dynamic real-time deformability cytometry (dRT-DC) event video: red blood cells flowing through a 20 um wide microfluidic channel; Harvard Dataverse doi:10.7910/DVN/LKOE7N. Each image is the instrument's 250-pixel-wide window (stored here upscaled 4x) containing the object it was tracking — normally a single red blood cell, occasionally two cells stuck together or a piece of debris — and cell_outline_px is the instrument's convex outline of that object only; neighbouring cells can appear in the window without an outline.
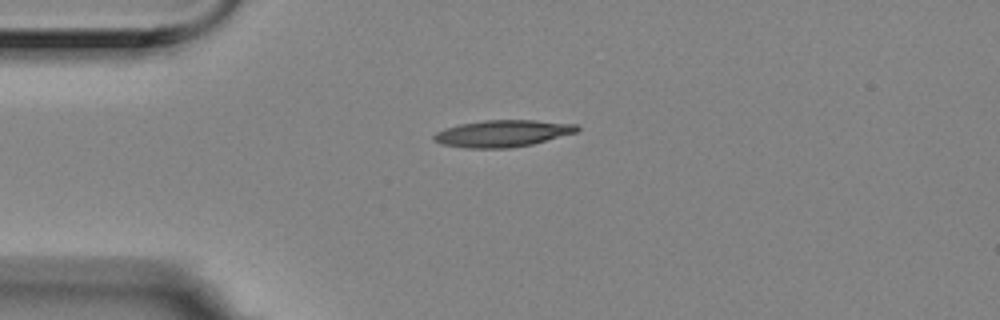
{"species": "Egyptian fruit bat (a non-hibernating species)", "species_latin": "Rousettus aegyptiacus", "temperature_condition": "room temperature", "stored_images_in_passage": 1, "camera_frame_rate_fps": 3000, "um_per_image_px": 0.085, "animal": {"sex": "female"}, "frame": {"image": 1, "passage_image": 1, "time_ms": 0.0, "image_size_px": [1000, 320], "cell_outline_px": [[580, 128], [576, 132], [532, 144], [508, 148], [464, 148], [440, 144], [432, 140], [432, 136], [436, 132], [460, 124], [484, 120], [536, 120], [576, 124]], "centroid_in_image_um": [42.68, 11.34], "position_along_channel_um": 42.3, "area_um2": 22.31}}